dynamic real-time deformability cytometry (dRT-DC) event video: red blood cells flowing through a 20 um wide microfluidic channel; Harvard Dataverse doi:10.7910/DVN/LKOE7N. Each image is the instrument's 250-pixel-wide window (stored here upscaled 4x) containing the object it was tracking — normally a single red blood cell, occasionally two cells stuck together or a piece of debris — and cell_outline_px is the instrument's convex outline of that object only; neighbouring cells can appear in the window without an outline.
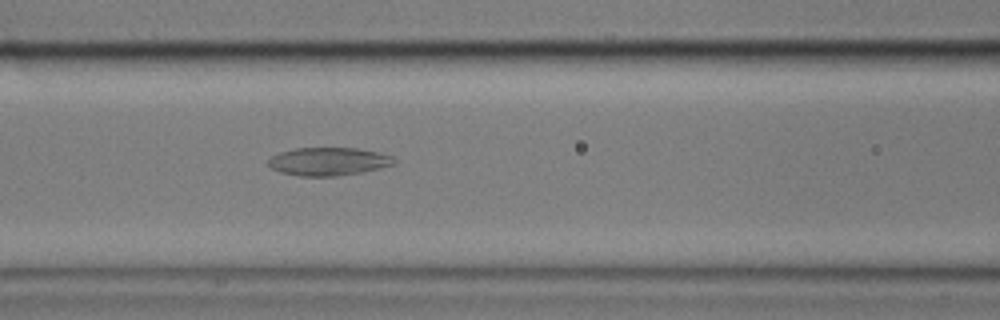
{"species": "common noctule bat (a hibernating species)", "species_latin": "Nyctalus noctula", "temperature_condition": "cold", "stored_images_in_passage": 60, "camera_frame_rate_fps": 3000, "um_per_image_px": 0.085, "animal": {"sex": "male", "body_mass_g": 17.9}, "frame": {"image": 1, "passage_image": 25, "time_ms": 8.0, "image_size_px": [1000, 320], "cell_outline_px": [[396, 164], [380, 168], [360, 172], [336, 176], [300, 176], [280, 172], [272, 168], [268, 164], [268, 160], [272, 156], [280, 152], [296, 148], [356, 148], [376, 152], [392, 156], [396, 160]], "centroid_in_image_um": [27.92, 13.72], "position_along_channel_um": 138.7, "area_um2": 20.46}}
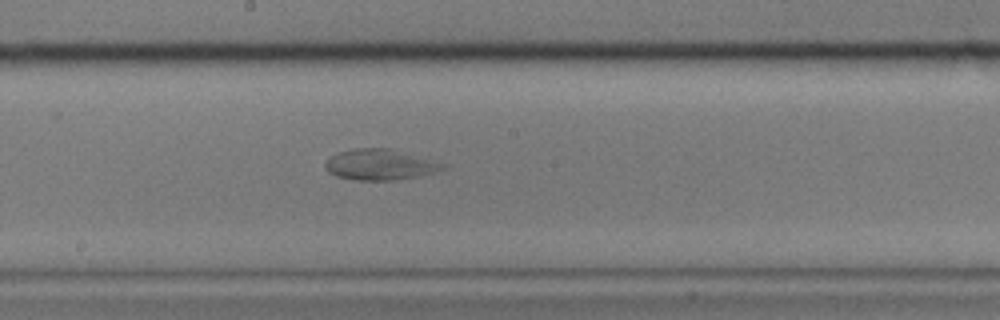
{"frame": {"image": 2, "passage_image": 32, "time_ms": 10.333, "image_size_px": [1000, 320], "cell_outline_px": [[448, 168], [420, 176], [396, 180], [352, 180], [336, 176], [328, 172], [324, 168], [324, 164], [336, 152], [352, 148], [388, 148], [448, 164]], "centroid_in_image_um": [32.29, 14.0], "position_along_channel_um": 215.9, "area_um2": 21.27}}
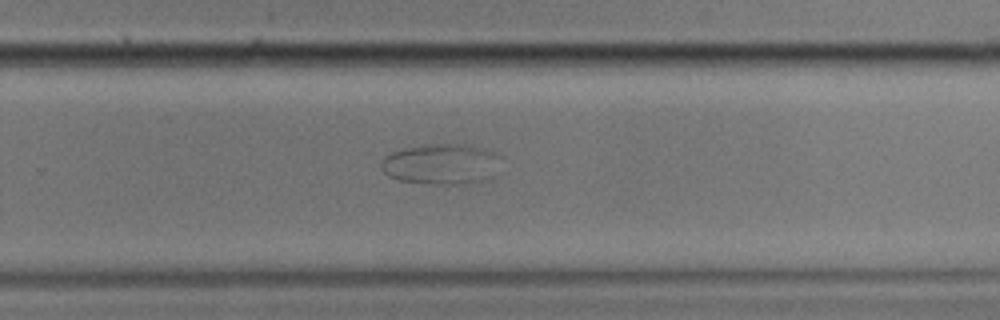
{"frame": {"image": 3, "passage_image": 39, "time_ms": 12.667, "image_size_px": [1000, 320], "cell_outline_px": [[500, 156], [492, 176], [484, 180], [468, 184], [436, 184], [400, 180], [388, 176], [380, 168], [380, 164], [384, 156], [400, 148], [424, 144], [468, 144], [484, 148], [496, 152]], "centroid_in_image_um": [37.47, 13.93], "position_along_channel_um": 292.3, "area_um2": 28.55}}